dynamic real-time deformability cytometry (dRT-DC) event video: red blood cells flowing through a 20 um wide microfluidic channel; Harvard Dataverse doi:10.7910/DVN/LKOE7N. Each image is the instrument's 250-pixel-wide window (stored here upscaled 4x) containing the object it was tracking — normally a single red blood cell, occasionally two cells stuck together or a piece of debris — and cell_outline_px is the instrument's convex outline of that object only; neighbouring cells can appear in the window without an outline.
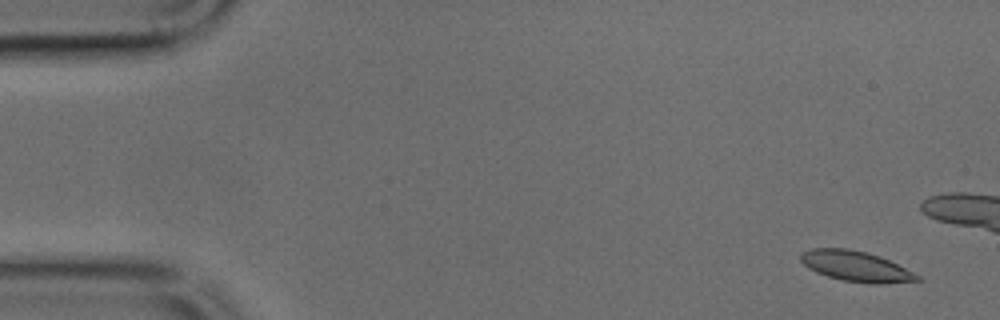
{"species": "common noctule bat (a hibernating species)", "species_latin": "Nyctalus noctula", "temperature_condition": "cold", "stored_images_in_passage": 15, "camera_frame_rate_fps": 3000, "um_per_image_px": 0.085, "animal": {"sex": "male", "body_mass_g": 17.9, "forearm_length_mm": 54.2}, "frame": {"image": 1, "passage_image": 3, "time_ms": 0.667, "image_size_px": [1000, 320], "cell_outline_px": [[924, 280], [880, 284], [872, 284], [844, 280], [828, 276], [816, 272], [808, 268], [800, 260], [800, 252], [812, 248], [848, 248], [868, 252], [880, 256], [920, 276]], "centroid_in_image_um": [72.73, 22.62], "position_along_channel_um": 12.3, "area_um2": 20.63}}